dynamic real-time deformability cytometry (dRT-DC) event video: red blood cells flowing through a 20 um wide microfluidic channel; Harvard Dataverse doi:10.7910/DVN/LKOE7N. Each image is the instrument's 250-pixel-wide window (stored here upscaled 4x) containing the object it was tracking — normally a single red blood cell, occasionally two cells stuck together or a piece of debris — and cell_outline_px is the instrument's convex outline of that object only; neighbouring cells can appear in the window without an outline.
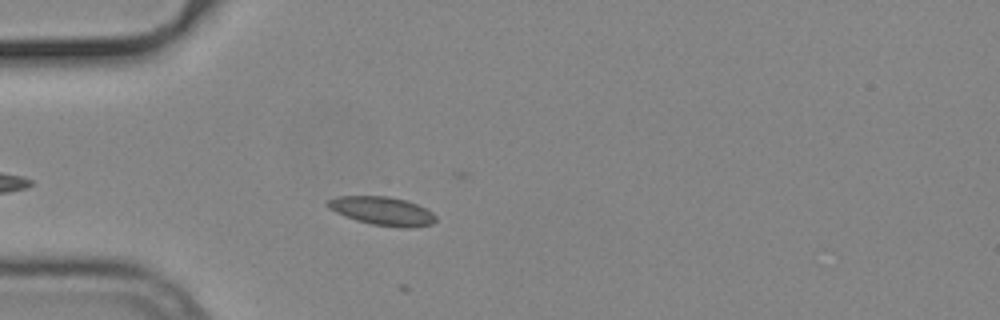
{"species": "common noctule bat (a hibernating species)", "species_latin": "Nyctalus noctula", "temperature_condition": "cold", "stored_images_in_passage": 13, "camera_frame_rate_fps": 3000, "um_per_image_px": 0.085, "animal": {"sex": "male", "body_mass_g": 19.2, "forearm_length_mm": 51.8}, "frame": {"image": 1, "passage_image": 7, "time_ms": 2.0, "image_size_px": [1000, 320], "cell_outline_px": [[436, 220], [432, 224], [408, 228], [400, 228], [372, 224], [356, 220], [344, 216], [328, 208], [324, 204], [328, 200], [336, 196], [388, 196], [404, 200], [416, 204], [432, 212], [436, 216]], "centroid_in_image_um": [32.46, 17.93], "position_along_channel_um": 52.5, "area_um2": 17.98}}
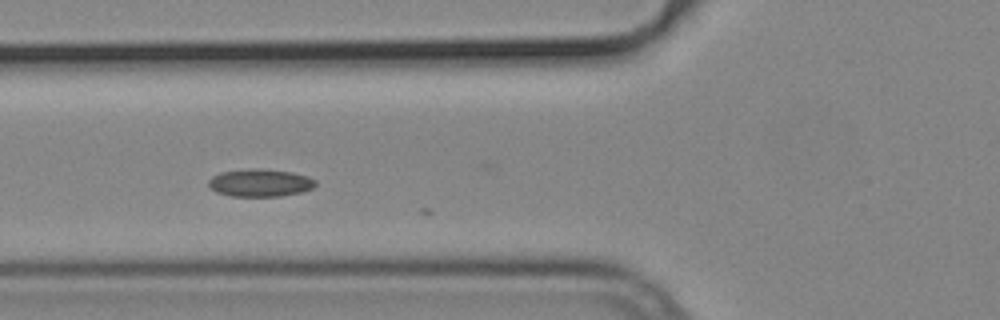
{"frame": {"image": 2, "passage_image": 12, "time_ms": 3.667, "image_size_px": [1000, 320], "cell_outline_px": [[316, 184], [312, 188], [300, 192], [280, 196], [232, 196], [216, 192], [208, 184], [208, 180], [212, 176], [220, 172], [252, 168], [260, 168], [292, 172], [308, 176], [316, 180]], "centroid_in_image_um": [22.1, 15.53], "position_along_channel_um": 103.7, "area_um2": 17.22}}